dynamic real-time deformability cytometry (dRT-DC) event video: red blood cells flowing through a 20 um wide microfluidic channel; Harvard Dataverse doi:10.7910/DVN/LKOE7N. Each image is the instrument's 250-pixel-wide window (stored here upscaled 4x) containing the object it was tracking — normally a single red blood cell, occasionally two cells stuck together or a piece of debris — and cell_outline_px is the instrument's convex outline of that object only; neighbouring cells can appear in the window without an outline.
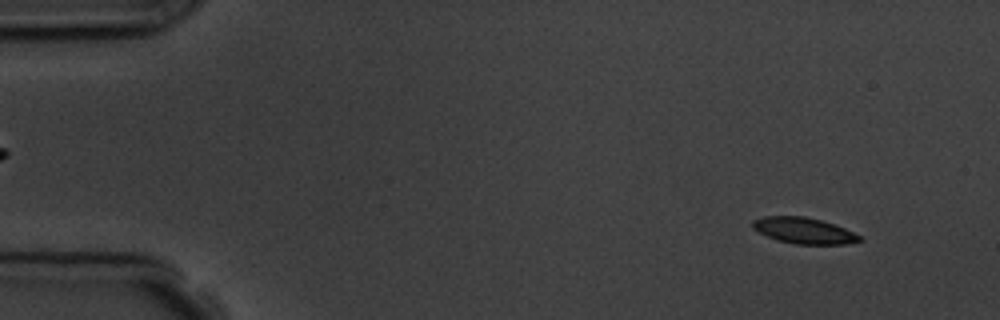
{"species": "common noctule bat (a hibernating species)", "species_latin": "Nyctalus noctula", "temperature_condition": "room temperature", "stored_images_in_passage": 4, "camera_frame_rate_fps": 3000, "um_per_image_px": 0.085, "animal": {"sex": "male", "body_mass_g": 19.5, "forearm_length_mm": 54.6}, "frame": {"image": 1, "passage_image": 1, "time_ms": 0.0, "image_size_px": [1000, 320], "cell_outline_px": [[864, 240], [844, 244], [796, 244], [776, 240], [752, 228], [752, 220], [764, 216], [804, 216], [820, 220], [844, 228], [860, 236]], "centroid_in_image_um": [68.3, 19.6], "position_along_channel_um": 16.7, "area_um2": 16.07}}
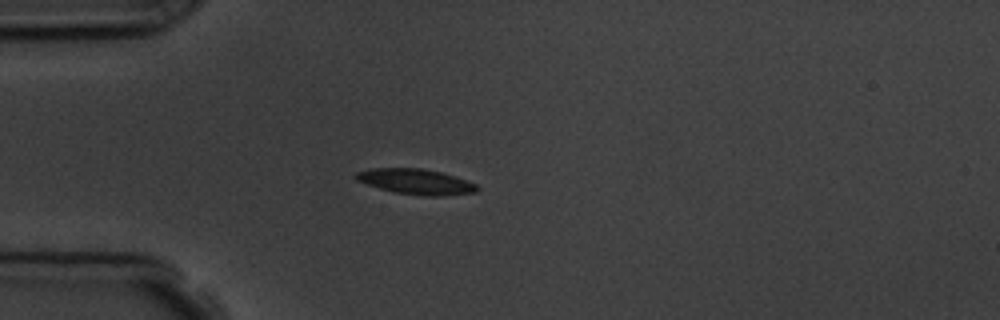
{"frame": {"image": 2, "passage_image": 4, "time_ms": 3.333, "image_size_px": [1000, 320], "cell_outline_px": [[480, 188], [476, 192], [444, 196], [424, 196], [396, 192], [380, 188], [356, 180], [352, 176], [356, 172], [372, 168], [420, 168], [440, 172], [456, 176], [476, 184]], "centroid_in_image_um": [35.36, 15.44], "position_along_channel_um": 49.6, "area_um2": 17.92}}